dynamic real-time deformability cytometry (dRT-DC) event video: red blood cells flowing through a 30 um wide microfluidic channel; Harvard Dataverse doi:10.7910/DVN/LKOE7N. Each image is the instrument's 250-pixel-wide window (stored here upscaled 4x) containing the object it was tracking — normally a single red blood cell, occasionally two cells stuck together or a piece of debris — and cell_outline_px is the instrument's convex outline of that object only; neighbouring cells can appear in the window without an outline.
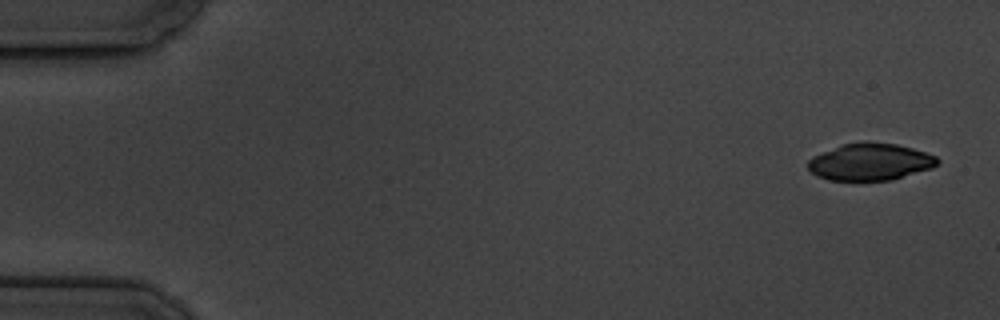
{"species": "common noctule bat (a hibernating species)", "species_latin": "Nyctalus noctula", "temperature_condition": "cold", "stored_images_in_passage": 15, "camera_frame_rate_fps": 3000, "um_per_image_px": 0.085, "animal": {"sex": "male", "body_mass_g": 19.5, "forearm_length_mm": 54.6}, "frame": {"image": 1, "passage_image": 1, "time_ms": 0.0, "image_size_px": [1000, 320], "cell_outline_px": [[940, 160], [932, 168], [892, 180], [828, 180], [816, 176], [808, 168], [808, 160], [812, 156], [844, 144], [860, 140], [868, 140], [896, 144], [912, 148], [936, 156]], "centroid_in_image_um": [73.96, 13.74], "position_along_channel_um": 11.0, "area_um2": 28.09}}